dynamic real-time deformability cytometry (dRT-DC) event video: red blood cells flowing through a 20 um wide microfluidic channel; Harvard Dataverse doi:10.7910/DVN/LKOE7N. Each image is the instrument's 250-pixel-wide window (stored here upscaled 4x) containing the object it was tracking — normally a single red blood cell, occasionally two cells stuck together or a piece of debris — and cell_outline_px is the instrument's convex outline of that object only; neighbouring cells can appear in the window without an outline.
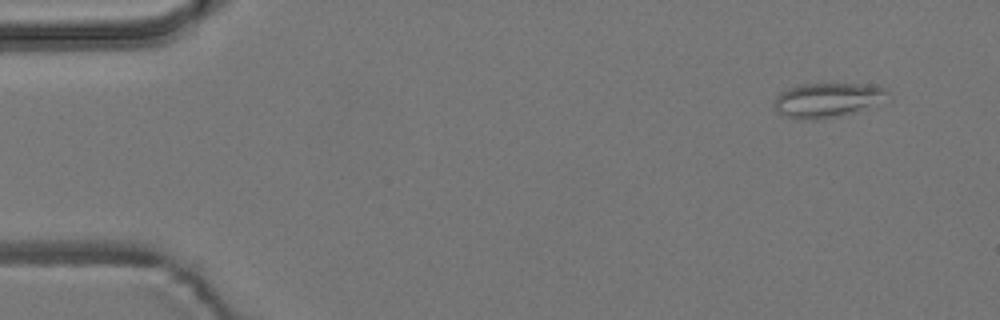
{"species": "common noctule bat (a hibernating species)", "species_latin": "Nyctalus noctula", "temperature_condition": "room temperature", "stored_images_in_passage": 4, "camera_frame_rate_fps": 3000, "um_per_image_px": 0.085, "animal": {"sex": "male", "body_mass_g": 19.2, "forearm_length_mm": 51.8}, "frame": {"image": 1, "passage_image": 1, "time_ms": 0.0, "image_size_px": [1000, 320], "cell_outline_px": [[892, 100], [836, 116], [816, 120], [804, 120], [784, 116], [776, 108], [776, 96], [780, 92], [788, 88], [800, 84], [856, 84], [884, 88], [892, 92]], "centroid_in_image_um": [70.4, 8.5], "position_along_channel_um": 14.6, "area_um2": 22.72}}